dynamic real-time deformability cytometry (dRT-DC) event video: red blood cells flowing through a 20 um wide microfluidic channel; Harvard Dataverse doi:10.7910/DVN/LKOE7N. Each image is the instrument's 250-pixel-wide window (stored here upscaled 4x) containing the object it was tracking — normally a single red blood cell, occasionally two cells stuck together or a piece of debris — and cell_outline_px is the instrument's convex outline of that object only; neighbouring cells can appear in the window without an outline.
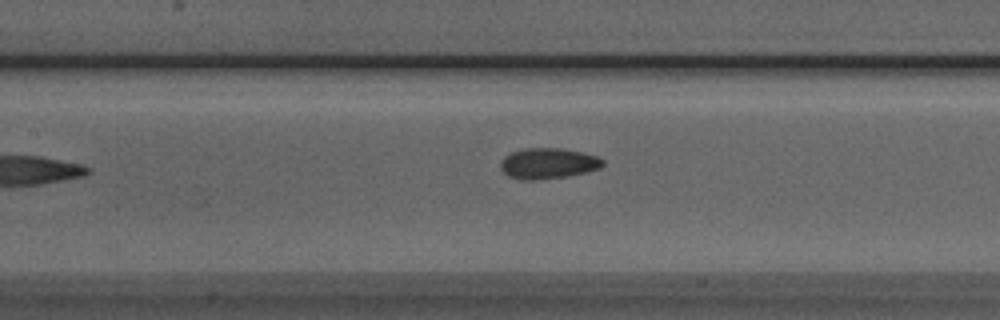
{"species": "Egyptian fruit bat (a non-hibernating species)", "species_latin": "Rousettus aegyptiacus", "temperature_condition": "room temperature", "stored_images_in_passage": 7, "camera_frame_rate_fps": 3000, "um_per_image_px": 0.085, "animal": {"sex": "male"}, "frame": {"image": 1, "passage_image": 7, "time_ms": 7.0, "image_size_px": [1000, 320], "cell_outline_px": [[604, 164], [600, 168], [588, 172], [568, 176], [536, 180], [524, 180], [508, 176], [504, 172], [500, 164], [500, 160], [504, 156], [512, 152], [524, 148], [560, 148], [584, 152], [596, 156], [604, 160]], "centroid_in_image_um": [46.6, 13.89], "position_along_channel_um": 160.8, "area_um2": 18.44}}